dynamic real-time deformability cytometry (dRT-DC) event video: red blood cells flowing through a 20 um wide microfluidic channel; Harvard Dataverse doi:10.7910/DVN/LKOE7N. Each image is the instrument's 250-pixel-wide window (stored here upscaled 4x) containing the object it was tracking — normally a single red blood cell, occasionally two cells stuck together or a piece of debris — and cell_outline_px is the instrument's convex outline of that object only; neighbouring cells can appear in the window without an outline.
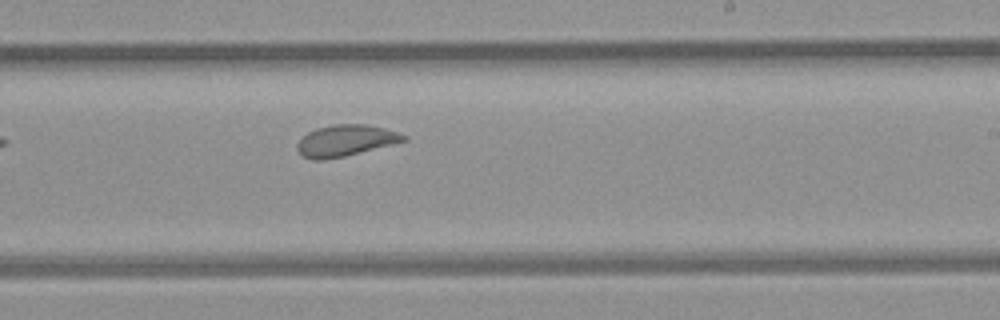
{"species": "common noctule bat (a hibernating species)", "species_latin": "Nyctalus noctula", "temperature_condition": "room temperature", "stored_images_in_passage": 10, "camera_frame_rate_fps": 3000, "um_per_image_px": 0.085, "animal": {"sex": "female", "body_mass_g": 21.9}, "frame": {"image": 1, "passage_image": 9, "time_ms": 2.667, "image_size_px": [1000, 320], "cell_outline_px": [[408, 140], [344, 156], [324, 160], [312, 160], [304, 156], [296, 148], [296, 144], [308, 132], [316, 128], [332, 124], [368, 124], [384, 128], [396, 132], [404, 136]], "centroid_in_image_um": [29.34, 11.94], "position_along_channel_um": 259.7, "area_um2": 19.19}}